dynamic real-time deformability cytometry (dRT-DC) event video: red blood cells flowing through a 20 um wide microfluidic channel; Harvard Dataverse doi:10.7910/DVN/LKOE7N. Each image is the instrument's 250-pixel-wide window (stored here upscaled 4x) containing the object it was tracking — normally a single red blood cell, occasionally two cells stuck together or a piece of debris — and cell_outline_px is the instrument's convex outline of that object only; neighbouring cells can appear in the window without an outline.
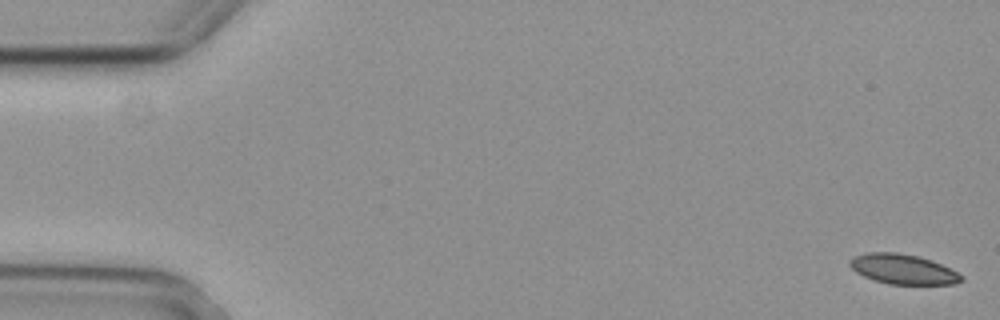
{"species": "common noctule bat (a hibernating species)", "species_latin": "Nyctalus noctula", "temperature_condition": "cold", "stored_images_in_passage": 5, "camera_frame_rate_fps": 3000, "um_per_image_px": 0.085, "animal": {"sex": "female", "body_mass_g": 29.2, "forearm_length_mm": 56.3}, "frame": {"image": 1, "passage_image": 1, "time_ms": 0.0, "image_size_px": [1000, 320], "cell_outline_px": [[964, 280], [956, 284], [888, 284], [872, 280], [856, 272], [848, 264], [848, 260], [852, 256], [864, 252], [896, 252], [916, 256], [932, 260], [964, 276]], "centroid_in_image_um": [76.7, 22.88], "position_along_channel_um": 8.3, "area_um2": 19.59}}
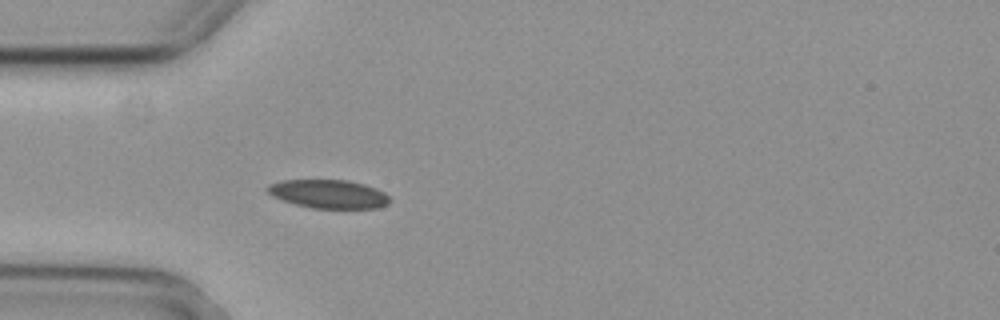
{"frame": {"image": 2, "passage_image": 5, "time_ms": 1.333, "image_size_px": [1000, 320], "cell_outline_px": [[392, 200], [388, 204], [380, 208], [312, 208], [296, 204], [272, 196], [264, 188], [268, 184], [280, 180], [348, 180], [364, 184], [376, 188], [384, 192]], "centroid_in_image_um": [27.94, 16.48], "position_along_channel_um": 57.1, "area_um2": 20.46}}